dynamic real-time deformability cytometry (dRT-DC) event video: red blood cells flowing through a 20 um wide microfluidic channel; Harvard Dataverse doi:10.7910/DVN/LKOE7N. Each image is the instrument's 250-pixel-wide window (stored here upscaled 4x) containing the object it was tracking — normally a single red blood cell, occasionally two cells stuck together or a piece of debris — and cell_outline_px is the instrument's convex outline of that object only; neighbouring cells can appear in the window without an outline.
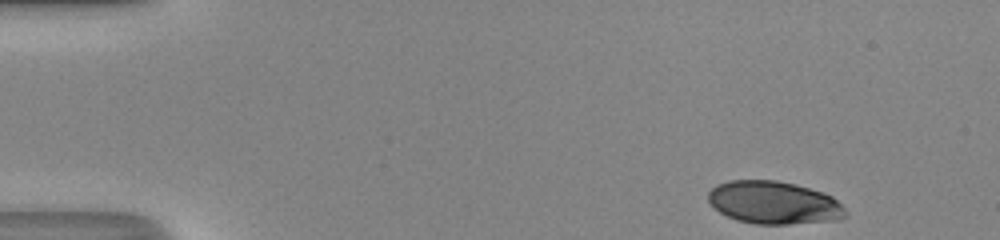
{"species": "human", "species_latin": "Homo sapiens", "temperature_condition": "room temperature", "stored_images_in_passage": 44, "camera_frame_rate_fps": 3000, "um_per_image_px": 0.085, "donor": {"sex": "male"}, "frame": {"image": 1, "passage_image": 1, "time_ms": 0.0, "image_size_px": [1000, 240], "cell_outline_px": [[848, 216], [840, 220], [788, 224], [756, 224], [736, 220], [720, 212], [708, 200], [708, 192], [716, 184], [728, 180], [776, 180], [796, 184], [832, 196], [844, 208]], "centroid_in_image_um": [65.78, 17.22], "position_along_channel_um": 19.2, "area_um2": 34.28}}
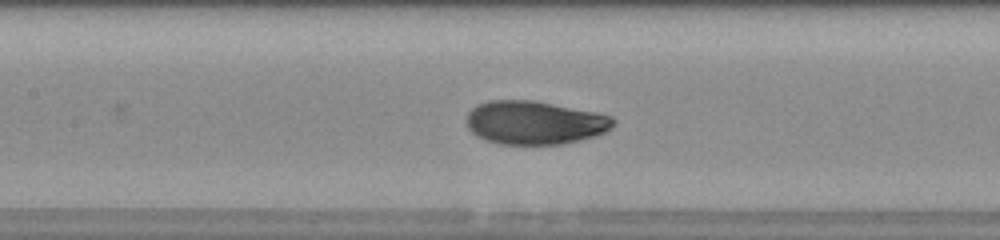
{"frame": {"image": 2, "passage_image": 19, "time_ms": 6.0, "image_size_px": [1000, 240], "cell_outline_px": [[616, 124], [612, 128], [596, 136], [564, 144], [500, 144], [484, 140], [476, 136], [468, 128], [464, 120], [468, 112], [476, 104], [488, 100], [536, 100], [596, 112], [612, 116], [616, 120]], "centroid_in_image_um": [45.43, 10.42], "position_along_channel_um": 162.0, "area_um2": 37.8}}
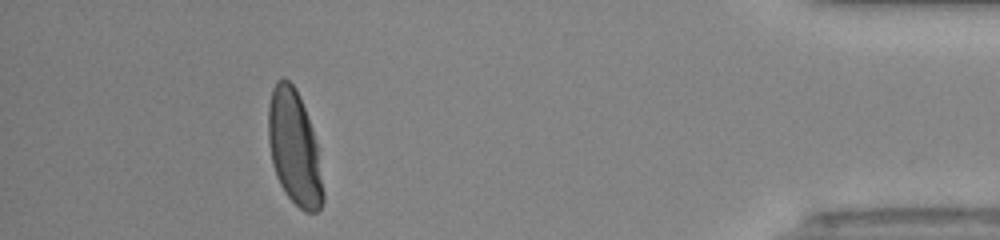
{"frame": {"image": 3, "passage_image": 40, "time_ms": 13.0, "image_size_px": [1000, 240], "cell_outline_px": [[324, 200], [320, 208], [316, 212], [304, 212], [284, 192], [276, 176], [272, 164], [268, 140], [268, 104], [272, 88], [276, 80], [284, 76], [296, 88], [312, 128], [316, 144], [324, 192]], "centroid_in_image_um": [24.99, 12.55], "position_along_channel_um": 410.2, "area_um2": 36.53}, "authors_computed_cell_mechanics": {"area_um2": 36.2117, "velocity_mm_per_s": 4.3243, "shape_relaxation_time_tau1_ms": 3.5192, "shape_relaxation_time_tau2_ms": null, "deformation_change_tau1": 0.1724, "deformation_change_tau2": null}}